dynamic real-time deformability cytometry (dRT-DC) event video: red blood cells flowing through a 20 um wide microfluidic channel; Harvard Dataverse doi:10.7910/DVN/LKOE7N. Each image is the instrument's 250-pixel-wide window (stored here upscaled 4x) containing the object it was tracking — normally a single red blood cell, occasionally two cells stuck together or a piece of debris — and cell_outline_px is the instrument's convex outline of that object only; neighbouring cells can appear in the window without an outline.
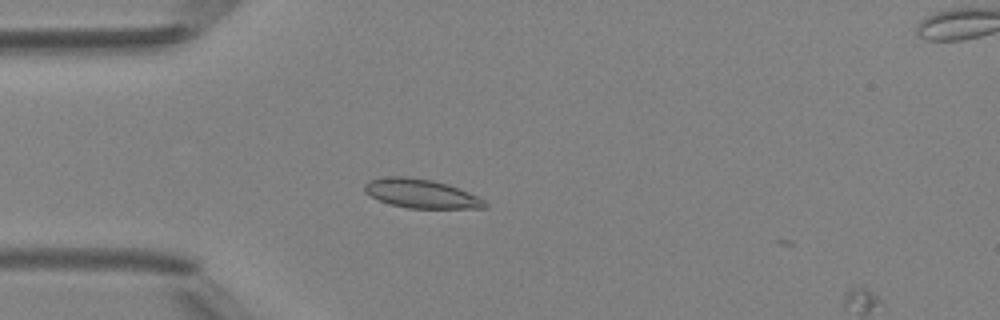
{"species": "Egyptian fruit bat (a non-hibernating species)", "species_latin": "Rousettus aegyptiacus", "temperature_condition": "room temperature", "stored_images_in_passage": 11, "camera_frame_rate_fps": 3000, "um_per_image_px": 0.085, "animal": {"sex": "female"}, "frame": {"image": 1, "passage_image": 10, "time_ms": 3.0, "image_size_px": [1000, 320], "cell_outline_px": [[488, 208], [408, 208], [388, 204], [364, 192], [364, 184], [368, 180], [388, 176], [404, 176], [432, 180], [448, 184], [468, 192], [484, 200], [488, 204]], "centroid_in_image_um": [35.78, 16.45], "position_along_channel_um": 49.2, "area_um2": 20.29}}